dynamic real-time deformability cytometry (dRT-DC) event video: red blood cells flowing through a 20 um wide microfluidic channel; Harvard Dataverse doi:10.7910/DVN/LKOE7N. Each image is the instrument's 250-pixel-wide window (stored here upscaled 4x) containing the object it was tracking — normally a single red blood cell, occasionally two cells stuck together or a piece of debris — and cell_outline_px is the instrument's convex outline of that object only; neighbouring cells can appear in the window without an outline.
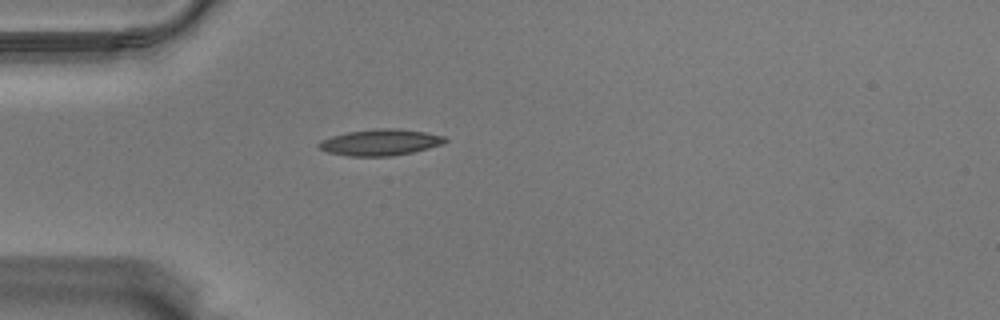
{"species": "Egyptian fruit bat (a non-hibernating species)", "species_latin": "Rousettus aegyptiacus", "temperature_condition": "warm", "stored_images_in_passage": 34, "camera_frame_rate_fps": 3000, "um_per_image_px": 0.085, "animal": {"sex": "male"}, "frame": {"image": 1, "passage_image": 1, "time_ms": 0.0, "image_size_px": [1000, 320], "cell_outline_px": [[448, 140], [444, 144], [412, 152], [392, 156], [348, 156], [328, 152], [320, 148], [316, 144], [320, 140], [332, 136], [348, 132], [376, 128], [400, 128], [424, 132], [444, 136]], "centroid_in_image_um": [32.33, 12.09], "position_along_channel_um": 52.7, "area_um2": 19.36}}
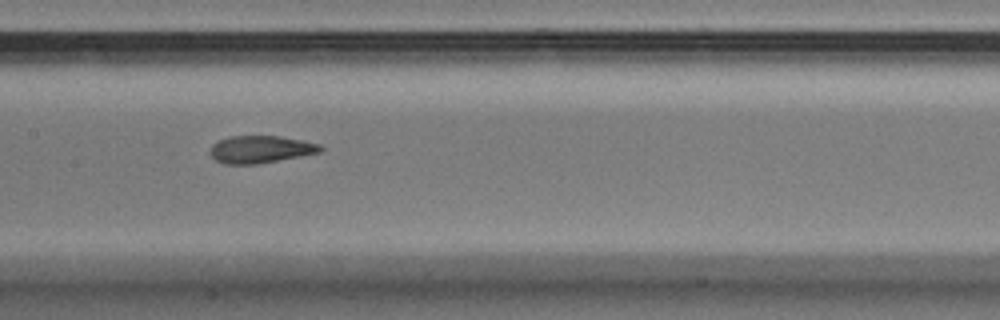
{"frame": {"image": 2, "passage_image": 13, "time_ms": 4.0, "image_size_px": [1000, 320], "cell_outline_px": [[324, 148], [320, 152], [256, 164], [224, 164], [216, 160], [212, 156], [212, 144], [220, 140], [232, 136], [280, 136], [320, 144]], "centroid_in_image_um": [22.16, 12.69], "position_along_channel_um": 185.2, "area_um2": 17.22}}
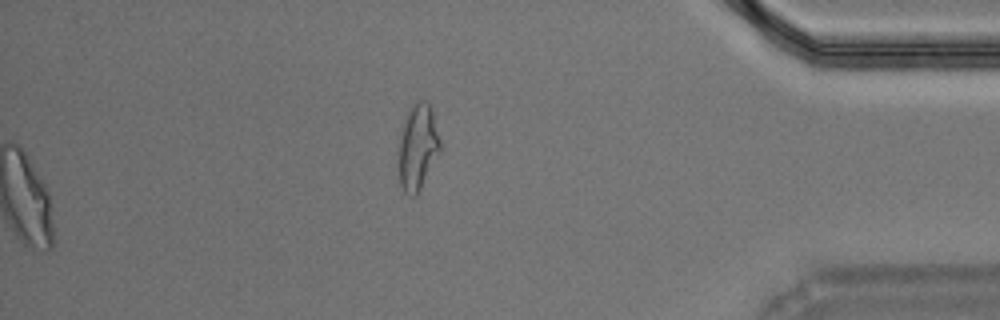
{"frame": {"image": 3, "passage_image": 34, "time_ms": 11.0, "image_size_px": [1000, 320], "cell_outline_px": [[440, 152], [416, 196], [408, 196], [404, 192], [400, 184], [400, 136], [404, 116], [408, 108], [416, 100], [428, 100], [432, 108], [440, 140]], "centroid_in_image_um": [35.52, 12.43], "position_along_channel_um": 399.7, "area_um2": 20.81}, "authors_computed_cell_mechanics": {"area_um2": 17.9758, "velocity_mm_per_s": 3.5343, "shape_relaxation_time_tau1_ms": 6.2278, "shape_relaxation_time_tau2_ms": 0.7676, "deformation_change_tau1": 0.2248, "deformation_change_tau2": 0.0582}}